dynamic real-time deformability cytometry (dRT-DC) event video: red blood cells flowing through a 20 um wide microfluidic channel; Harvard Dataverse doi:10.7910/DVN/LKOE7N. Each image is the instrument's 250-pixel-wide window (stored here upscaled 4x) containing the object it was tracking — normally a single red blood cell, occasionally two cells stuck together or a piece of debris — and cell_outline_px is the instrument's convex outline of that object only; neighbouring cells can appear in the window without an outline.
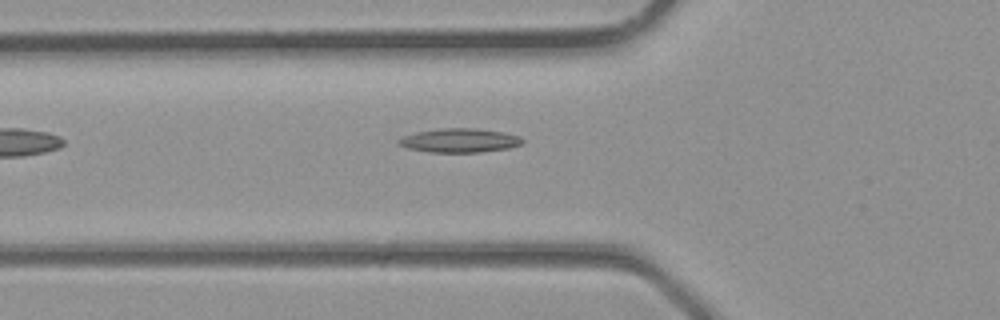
{"species": "common noctule bat (a hibernating species)", "species_latin": "Nyctalus noctula", "temperature_condition": "room temperature", "stored_images_in_passage": 2, "camera_frame_rate_fps": 3000, "um_per_image_px": 0.085, "animal": {"sex": "male", "body_mass_g": 23.1, "forearm_length_mm": 52.7}, "frame": {"image": 1, "passage_image": 2, "time_ms": 0.333, "image_size_px": [1000, 320], "cell_outline_px": [[524, 140], [520, 144], [508, 148], [480, 152], [428, 152], [408, 148], [396, 144], [396, 140], [404, 136], [416, 132], [440, 128], [476, 128], [500, 132], [520, 136]], "centroid_in_image_um": [39.01, 11.93], "position_along_channel_um": 86.8, "area_um2": 17.22}}